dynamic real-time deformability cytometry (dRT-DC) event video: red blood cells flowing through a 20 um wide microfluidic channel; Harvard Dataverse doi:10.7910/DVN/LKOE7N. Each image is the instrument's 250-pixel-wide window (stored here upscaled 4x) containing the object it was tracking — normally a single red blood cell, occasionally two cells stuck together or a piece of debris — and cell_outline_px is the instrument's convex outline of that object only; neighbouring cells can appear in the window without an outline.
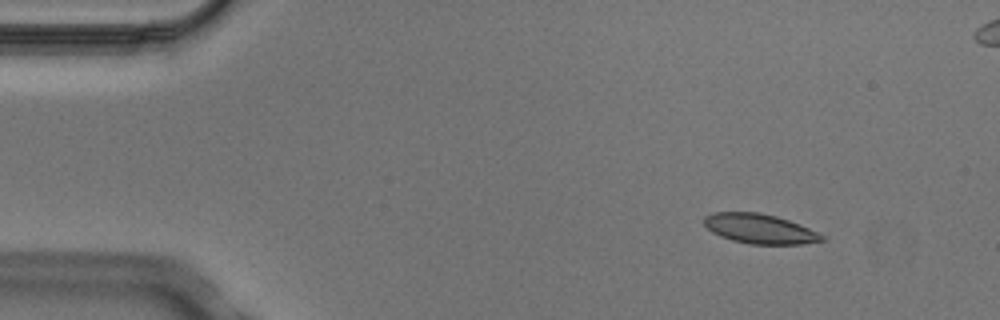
{"species": "Egyptian fruit bat (a non-hibernating species)", "species_latin": "Rousettus aegyptiacus", "temperature_condition": "cold", "stored_images_in_passage": 4, "camera_frame_rate_fps": 3000, "um_per_image_px": 0.085, "animal": {"sex": "male"}, "frame": {"image": 1, "passage_image": 1, "time_ms": 0.0, "image_size_px": [1000, 320], "cell_outline_px": [[824, 240], [800, 244], [748, 244], [732, 240], [720, 236], [712, 232], [704, 224], [704, 216], [712, 212], [756, 212], [776, 216], [800, 224], [824, 236]], "centroid_in_image_um": [64.53, 19.44], "position_along_channel_um": 20.5, "area_um2": 20.23}}